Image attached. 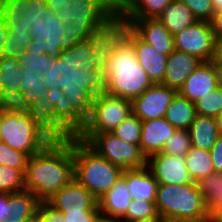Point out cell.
Returning <instances> with one entry per match:
<instances>
[{
  "mask_svg": "<svg viewBox=\"0 0 222 222\" xmlns=\"http://www.w3.org/2000/svg\"><path fill=\"white\" fill-rule=\"evenodd\" d=\"M124 142L139 144L142 134V121L133 113L123 120L113 131Z\"/></svg>",
  "mask_w": 222,
  "mask_h": 222,
  "instance_id": "cell-42",
  "label": "cell"
},
{
  "mask_svg": "<svg viewBox=\"0 0 222 222\" xmlns=\"http://www.w3.org/2000/svg\"><path fill=\"white\" fill-rule=\"evenodd\" d=\"M46 202L63 213L99 210L98 200L75 177Z\"/></svg>",
  "mask_w": 222,
  "mask_h": 222,
  "instance_id": "cell-14",
  "label": "cell"
},
{
  "mask_svg": "<svg viewBox=\"0 0 222 222\" xmlns=\"http://www.w3.org/2000/svg\"><path fill=\"white\" fill-rule=\"evenodd\" d=\"M37 212L43 222H66L63 212L53 208L46 201H40Z\"/></svg>",
  "mask_w": 222,
  "mask_h": 222,
  "instance_id": "cell-48",
  "label": "cell"
},
{
  "mask_svg": "<svg viewBox=\"0 0 222 222\" xmlns=\"http://www.w3.org/2000/svg\"><path fill=\"white\" fill-rule=\"evenodd\" d=\"M159 222H192L187 220H180V219H171V218H163L161 217Z\"/></svg>",
  "mask_w": 222,
  "mask_h": 222,
  "instance_id": "cell-61",
  "label": "cell"
},
{
  "mask_svg": "<svg viewBox=\"0 0 222 222\" xmlns=\"http://www.w3.org/2000/svg\"><path fill=\"white\" fill-rule=\"evenodd\" d=\"M132 200L126 184V170L119 180L98 200L100 214L111 219L120 220L126 213Z\"/></svg>",
  "mask_w": 222,
  "mask_h": 222,
  "instance_id": "cell-21",
  "label": "cell"
},
{
  "mask_svg": "<svg viewBox=\"0 0 222 222\" xmlns=\"http://www.w3.org/2000/svg\"><path fill=\"white\" fill-rule=\"evenodd\" d=\"M214 61H222V37L216 40Z\"/></svg>",
  "mask_w": 222,
  "mask_h": 222,
  "instance_id": "cell-55",
  "label": "cell"
},
{
  "mask_svg": "<svg viewBox=\"0 0 222 222\" xmlns=\"http://www.w3.org/2000/svg\"><path fill=\"white\" fill-rule=\"evenodd\" d=\"M210 222H222V208L210 217Z\"/></svg>",
  "mask_w": 222,
  "mask_h": 222,
  "instance_id": "cell-57",
  "label": "cell"
},
{
  "mask_svg": "<svg viewBox=\"0 0 222 222\" xmlns=\"http://www.w3.org/2000/svg\"><path fill=\"white\" fill-rule=\"evenodd\" d=\"M24 70L19 60L11 57H0V91L20 92L23 84Z\"/></svg>",
  "mask_w": 222,
  "mask_h": 222,
  "instance_id": "cell-34",
  "label": "cell"
},
{
  "mask_svg": "<svg viewBox=\"0 0 222 222\" xmlns=\"http://www.w3.org/2000/svg\"><path fill=\"white\" fill-rule=\"evenodd\" d=\"M173 0H123L117 9L125 19L156 18Z\"/></svg>",
  "mask_w": 222,
  "mask_h": 222,
  "instance_id": "cell-29",
  "label": "cell"
},
{
  "mask_svg": "<svg viewBox=\"0 0 222 222\" xmlns=\"http://www.w3.org/2000/svg\"><path fill=\"white\" fill-rule=\"evenodd\" d=\"M29 0H5L2 15L8 32L11 34H30L32 26Z\"/></svg>",
  "mask_w": 222,
  "mask_h": 222,
  "instance_id": "cell-25",
  "label": "cell"
},
{
  "mask_svg": "<svg viewBox=\"0 0 222 222\" xmlns=\"http://www.w3.org/2000/svg\"><path fill=\"white\" fill-rule=\"evenodd\" d=\"M20 92L28 103L35 102L38 98L47 95L48 89L43 83V78L37 76L35 72L24 71L23 84L20 86Z\"/></svg>",
  "mask_w": 222,
  "mask_h": 222,
  "instance_id": "cell-39",
  "label": "cell"
},
{
  "mask_svg": "<svg viewBox=\"0 0 222 222\" xmlns=\"http://www.w3.org/2000/svg\"><path fill=\"white\" fill-rule=\"evenodd\" d=\"M128 28V21L116 9L107 19L88 33L86 41L92 52L105 61L125 37Z\"/></svg>",
  "mask_w": 222,
  "mask_h": 222,
  "instance_id": "cell-12",
  "label": "cell"
},
{
  "mask_svg": "<svg viewBox=\"0 0 222 222\" xmlns=\"http://www.w3.org/2000/svg\"><path fill=\"white\" fill-rule=\"evenodd\" d=\"M220 85L217 63L215 61L203 62L188 76L178 93L195 104Z\"/></svg>",
  "mask_w": 222,
  "mask_h": 222,
  "instance_id": "cell-15",
  "label": "cell"
},
{
  "mask_svg": "<svg viewBox=\"0 0 222 222\" xmlns=\"http://www.w3.org/2000/svg\"><path fill=\"white\" fill-rule=\"evenodd\" d=\"M74 177L97 200L122 176L123 169L99 156L85 142L73 137Z\"/></svg>",
  "mask_w": 222,
  "mask_h": 222,
  "instance_id": "cell-3",
  "label": "cell"
},
{
  "mask_svg": "<svg viewBox=\"0 0 222 222\" xmlns=\"http://www.w3.org/2000/svg\"><path fill=\"white\" fill-rule=\"evenodd\" d=\"M219 136H222V114L216 118Z\"/></svg>",
  "mask_w": 222,
  "mask_h": 222,
  "instance_id": "cell-60",
  "label": "cell"
},
{
  "mask_svg": "<svg viewBox=\"0 0 222 222\" xmlns=\"http://www.w3.org/2000/svg\"><path fill=\"white\" fill-rule=\"evenodd\" d=\"M25 190V177L19 169L0 164V191L4 194Z\"/></svg>",
  "mask_w": 222,
  "mask_h": 222,
  "instance_id": "cell-41",
  "label": "cell"
},
{
  "mask_svg": "<svg viewBox=\"0 0 222 222\" xmlns=\"http://www.w3.org/2000/svg\"><path fill=\"white\" fill-rule=\"evenodd\" d=\"M29 156L19 150L12 149L5 142L0 141V164L19 169L24 175Z\"/></svg>",
  "mask_w": 222,
  "mask_h": 222,
  "instance_id": "cell-44",
  "label": "cell"
},
{
  "mask_svg": "<svg viewBox=\"0 0 222 222\" xmlns=\"http://www.w3.org/2000/svg\"><path fill=\"white\" fill-rule=\"evenodd\" d=\"M25 190L40 201L53 194L74 178L73 137L52 140L42 150L31 155L25 172Z\"/></svg>",
  "mask_w": 222,
  "mask_h": 222,
  "instance_id": "cell-1",
  "label": "cell"
},
{
  "mask_svg": "<svg viewBox=\"0 0 222 222\" xmlns=\"http://www.w3.org/2000/svg\"><path fill=\"white\" fill-rule=\"evenodd\" d=\"M213 4V11L215 13L222 12V0H211Z\"/></svg>",
  "mask_w": 222,
  "mask_h": 222,
  "instance_id": "cell-56",
  "label": "cell"
},
{
  "mask_svg": "<svg viewBox=\"0 0 222 222\" xmlns=\"http://www.w3.org/2000/svg\"><path fill=\"white\" fill-rule=\"evenodd\" d=\"M176 129L165 117L142 121V134L140 148L148 159L150 156L161 153L166 141L173 135Z\"/></svg>",
  "mask_w": 222,
  "mask_h": 222,
  "instance_id": "cell-19",
  "label": "cell"
},
{
  "mask_svg": "<svg viewBox=\"0 0 222 222\" xmlns=\"http://www.w3.org/2000/svg\"><path fill=\"white\" fill-rule=\"evenodd\" d=\"M156 18L173 36L197 21L191 10L180 0H173Z\"/></svg>",
  "mask_w": 222,
  "mask_h": 222,
  "instance_id": "cell-27",
  "label": "cell"
},
{
  "mask_svg": "<svg viewBox=\"0 0 222 222\" xmlns=\"http://www.w3.org/2000/svg\"><path fill=\"white\" fill-rule=\"evenodd\" d=\"M66 222H94L100 215V210H88L84 212L63 213Z\"/></svg>",
  "mask_w": 222,
  "mask_h": 222,
  "instance_id": "cell-49",
  "label": "cell"
},
{
  "mask_svg": "<svg viewBox=\"0 0 222 222\" xmlns=\"http://www.w3.org/2000/svg\"><path fill=\"white\" fill-rule=\"evenodd\" d=\"M99 156L104 157L123 170L143 168L147 166V158L139 144L124 142L112 132L96 134H78Z\"/></svg>",
  "mask_w": 222,
  "mask_h": 222,
  "instance_id": "cell-7",
  "label": "cell"
},
{
  "mask_svg": "<svg viewBox=\"0 0 222 222\" xmlns=\"http://www.w3.org/2000/svg\"><path fill=\"white\" fill-rule=\"evenodd\" d=\"M160 218H151V219H142V220H135L131 222H159Z\"/></svg>",
  "mask_w": 222,
  "mask_h": 222,
  "instance_id": "cell-62",
  "label": "cell"
},
{
  "mask_svg": "<svg viewBox=\"0 0 222 222\" xmlns=\"http://www.w3.org/2000/svg\"><path fill=\"white\" fill-rule=\"evenodd\" d=\"M197 188L203 195L205 209L209 217L222 208V172L214 171L199 179Z\"/></svg>",
  "mask_w": 222,
  "mask_h": 222,
  "instance_id": "cell-31",
  "label": "cell"
},
{
  "mask_svg": "<svg viewBox=\"0 0 222 222\" xmlns=\"http://www.w3.org/2000/svg\"><path fill=\"white\" fill-rule=\"evenodd\" d=\"M126 184L132 199L156 201L159 184L147 166L126 170Z\"/></svg>",
  "mask_w": 222,
  "mask_h": 222,
  "instance_id": "cell-23",
  "label": "cell"
},
{
  "mask_svg": "<svg viewBox=\"0 0 222 222\" xmlns=\"http://www.w3.org/2000/svg\"><path fill=\"white\" fill-rule=\"evenodd\" d=\"M47 5L51 8L53 12H57L60 9H64L67 5L71 3L67 0H45Z\"/></svg>",
  "mask_w": 222,
  "mask_h": 222,
  "instance_id": "cell-54",
  "label": "cell"
},
{
  "mask_svg": "<svg viewBox=\"0 0 222 222\" xmlns=\"http://www.w3.org/2000/svg\"><path fill=\"white\" fill-rule=\"evenodd\" d=\"M176 89L163 84H152L141 96L132 101V111L141 121L165 117Z\"/></svg>",
  "mask_w": 222,
  "mask_h": 222,
  "instance_id": "cell-13",
  "label": "cell"
},
{
  "mask_svg": "<svg viewBox=\"0 0 222 222\" xmlns=\"http://www.w3.org/2000/svg\"><path fill=\"white\" fill-rule=\"evenodd\" d=\"M173 39L176 51L197 56L203 62L214 61L216 41L210 22L196 21Z\"/></svg>",
  "mask_w": 222,
  "mask_h": 222,
  "instance_id": "cell-11",
  "label": "cell"
},
{
  "mask_svg": "<svg viewBox=\"0 0 222 222\" xmlns=\"http://www.w3.org/2000/svg\"><path fill=\"white\" fill-rule=\"evenodd\" d=\"M196 115L217 118L222 114V85L195 103Z\"/></svg>",
  "mask_w": 222,
  "mask_h": 222,
  "instance_id": "cell-40",
  "label": "cell"
},
{
  "mask_svg": "<svg viewBox=\"0 0 222 222\" xmlns=\"http://www.w3.org/2000/svg\"><path fill=\"white\" fill-rule=\"evenodd\" d=\"M126 20L129 28L160 54L168 57L175 50L173 35L157 18Z\"/></svg>",
  "mask_w": 222,
  "mask_h": 222,
  "instance_id": "cell-17",
  "label": "cell"
},
{
  "mask_svg": "<svg viewBox=\"0 0 222 222\" xmlns=\"http://www.w3.org/2000/svg\"><path fill=\"white\" fill-rule=\"evenodd\" d=\"M47 97L55 107L56 122L71 137L77 136L85 124L69 109L62 90L57 88L49 89Z\"/></svg>",
  "mask_w": 222,
  "mask_h": 222,
  "instance_id": "cell-26",
  "label": "cell"
},
{
  "mask_svg": "<svg viewBox=\"0 0 222 222\" xmlns=\"http://www.w3.org/2000/svg\"><path fill=\"white\" fill-rule=\"evenodd\" d=\"M147 167L158 184L185 185L193 182L186 168L184 157L157 153L147 159Z\"/></svg>",
  "mask_w": 222,
  "mask_h": 222,
  "instance_id": "cell-16",
  "label": "cell"
},
{
  "mask_svg": "<svg viewBox=\"0 0 222 222\" xmlns=\"http://www.w3.org/2000/svg\"><path fill=\"white\" fill-rule=\"evenodd\" d=\"M184 160L189 176L193 182H197L199 179L205 178L215 171L210 151L191 146Z\"/></svg>",
  "mask_w": 222,
  "mask_h": 222,
  "instance_id": "cell-33",
  "label": "cell"
},
{
  "mask_svg": "<svg viewBox=\"0 0 222 222\" xmlns=\"http://www.w3.org/2000/svg\"><path fill=\"white\" fill-rule=\"evenodd\" d=\"M39 203L40 200L28 190L9 193L11 211L2 222H24L37 212Z\"/></svg>",
  "mask_w": 222,
  "mask_h": 222,
  "instance_id": "cell-30",
  "label": "cell"
},
{
  "mask_svg": "<svg viewBox=\"0 0 222 222\" xmlns=\"http://www.w3.org/2000/svg\"><path fill=\"white\" fill-rule=\"evenodd\" d=\"M117 6L111 0H74L56 12L66 27L80 24L88 32L107 19Z\"/></svg>",
  "mask_w": 222,
  "mask_h": 222,
  "instance_id": "cell-10",
  "label": "cell"
},
{
  "mask_svg": "<svg viewBox=\"0 0 222 222\" xmlns=\"http://www.w3.org/2000/svg\"><path fill=\"white\" fill-rule=\"evenodd\" d=\"M31 119L52 139L66 140L71 136L56 122L55 107L47 95L32 103Z\"/></svg>",
  "mask_w": 222,
  "mask_h": 222,
  "instance_id": "cell-22",
  "label": "cell"
},
{
  "mask_svg": "<svg viewBox=\"0 0 222 222\" xmlns=\"http://www.w3.org/2000/svg\"><path fill=\"white\" fill-rule=\"evenodd\" d=\"M28 7L32 22L30 29L32 41L27 48L58 58L62 51L61 41L65 36L66 26L45 0H29Z\"/></svg>",
  "mask_w": 222,
  "mask_h": 222,
  "instance_id": "cell-5",
  "label": "cell"
},
{
  "mask_svg": "<svg viewBox=\"0 0 222 222\" xmlns=\"http://www.w3.org/2000/svg\"><path fill=\"white\" fill-rule=\"evenodd\" d=\"M69 109L85 124L90 117L93 98L77 85L72 88H62Z\"/></svg>",
  "mask_w": 222,
  "mask_h": 222,
  "instance_id": "cell-35",
  "label": "cell"
},
{
  "mask_svg": "<svg viewBox=\"0 0 222 222\" xmlns=\"http://www.w3.org/2000/svg\"><path fill=\"white\" fill-rule=\"evenodd\" d=\"M155 203L160 217L210 222L196 182L185 185L159 184Z\"/></svg>",
  "mask_w": 222,
  "mask_h": 222,
  "instance_id": "cell-4",
  "label": "cell"
},
{
  "mask_svg": "<svg viewBox=\"0 0 222 222\" xmlns=\"http://www.w3.org/2000/svg\"><path fill=\"white\" fill-rule=\"evenodd\" d=\"M191 148L190 133L188 130H177L166 141L162 153L185 157Z\"/></svg>",
  "mask_w": 222,
  "mask_h": 222,
  "instance_id": "cell-43",
  "label": "cell"
},
{
  "mask_svg": "<svg viewBox=\"0 0 222 222\" xmlns=\"http://www.w3.org/2000/svg\"><path fill=\"white\" fill-rule=\"evenodd\" d=\"M193 13L197 21L210 22L214 11L211 0H180Z\"/></svg>",
  "mask_w": 222,
  "mask_h": 222,
  "instance_id": "cell-46",
  "label": "cell"
},
{
  "mask_svg": "<svg viewBox=\"0 0 222 222\" xmlns=\"http://www.w3.org/2000/svg\"><path fill=\"white\" fill-rule=\"evenodd\" d=\"M203 63L197 56L174 50L167 57L163 85L176 89L184 85L188 76Z\"/></svg>",
  "mask_w": 222,
  "mask_h": 222,
  "instance_id": "cell-20",
  "label": "cell"
},
{
  "mask_svg": "<svg viewBox=\"0 0 222 222\" xmlns=\"http://www.w3.org/2000/svg\"><path fill=\"white\" fill-rule=\"evenodd\" d=\"M8 36V28L4 19V16L0 14V57L4 49L6 37Z\"/></svg>",
  "mask_w": 222,
  "mask_h": 222,
  "instance_id": "cell-53",
  "label": "cell"
},
{
  "mask_svg": "<svg viewBox=\"0 0 222 222\" xmlns=\"http://www.w3.org/2000/svg\"><path fill=\"white\" fill-rule=\"evenodd\" d=\"M4 5H5V0H0V14L3 13Z\"/></svg>",
  "mask_w": 222,
  "mask_h": 222,
  "instance_id": "cell-64",
  "label": "cell"
},
{
  "mask_svg": "<svg viewBox=\"0 0 222 222\" xmlns=\"http://www.w3.org/2000/svg\"><path fill=\"white\" fill-rule=\"evenodd\" d=\"M94 222H119V221L100 214Z\"/></svg>",
  "mask_w": 222,
  "mask_h": 222,
  "instance_id": "cell-58",
  "label": "cell"
},
{
  "mask_svg": "<svg viewBox=\"0 0 222 222\" xmlns=\"http://www.w3.org/2000/svg\"><path fill=\"white\" fill-rule=\"evenodd\" d=\"M46 89L72 88L76 85L85 90L93 99L105 91L107 79L105 77L104 65L93 73L85 69L73 70L68 64L59 58L52 62V68L41 74Z\"/></svg>",
  "mask_w": 222,
  "mask_h": 222,
  "instance_id": "cell-8",
  "label": "cell"
},
{
  "mask_svg": "<svg viewBox=\"0 0 222 222\" xmlns=\"http://www.w3.org/2000/svg\"><path fill=\"white\" fill-rule=\"evenodd\" d=\"M219 67V72H220V83L222 85V61H215Z\"/></svg>",
  "mask_w": 222,
  "mask_h": 222,
  "instance_id": "cell-63",
  "label": "cell"
},
{
  "mask_svg": "<svg viewBox=\"0 0 222 222\" xmlns=\"http://www.w3.org/2000/svg\"><path fill=\"white\" fill-rule=\"evenodd\" d=\"M58 58L67 63L70 69L78 71L85 69L91 73L102 67L104 63L103 60L92 52L86 40L73 45L68 50L61 51Z\"/></svg>",
  "mask_w": 222,
  "mask_h": 222,
  "instance_id": "cell-24",
  "label": "cell"
},
{
  "mask_svg": "<svg viewBox=\"0 0 222 222\" xmlns=\"http://www.w3.org/2000/svg\"><path fill=\"white\" fill-rule=\"evenodd\" d=\"M11 211L9 206V194H3L0 196V222L8 217V214Z\"/></svg>",
  "mask_w": 222,
  "mask_h": 222,
  "instance_id": "cell-52",
  "label": "cell"
},
{
  "mask_svg": "<svg viewBox=\"0 0 222 222\" xmlns=\"http://www.w3.org/2000/svg\"><path fill=\"white\" fill-rule=\"evenodd\" d=\"M116 6H118L123 0H111Z\"/></svg>",
  "mask_w": 222,
  "mask_h": 222,
  "instance_id": "cell-65",
  "label": "cell"
},
{
  "mask_svg": "<svg viewBox=\"0 0 222 222\" xmlns=\"http://www.w3.org/2000/svg\"><path fill=\"white\" fill-rule=\"evenodd\" d=\"M0 111L31 118L32 104L24 99L21 92L2 90L0 91Z\"/></svg>",
  "mask_w": 222,
  "mask_h": 222,
  "instance_id": "cell-36",
  "label": "cell"
},
{
  "mask_svg": "<svg viewBox=\"0 0 222 222\" xmlns=\"http://www.w3.org/2000/svg\"><path fill=\"white\" fill-rule=\"evenodd\" d=\"M191 146L210 151L219 137L217 121L214 117L196 115L189 128Z\"/></svg>",
  "mask_w": 222,
  "mask_h": 222,
  "instance_id": "cell-28",
  "label": "cell"
},
{
  "mask_svg": "<svg viewBox=\"0 0 222 222\" xmlns=\"http://www.w3.org/2000/svg\"><path fill=\"white\" fill-rule=\"evenodd\" d=\"M0 141L30 157L52 139L31 118L0 111Z\"/></svg>",
  "mask_w": 222,
  "mask_h": 222,
  "instance_id": "cell-6",
  "label": "cell"
},
{
  "mask_svg": "<svg viewBox=\"0 0 222 222\" xmlns=\"http://www.w3.org/2000/svg\"><path fill=\"white\" fill-rule=\"evenodd\" d=\"M107 94L133 101L153 83L138 63L133 45L124 37L103 63Z\"/></svg>",
  "mask_w": 222,
  "mask_h": 222,
  "instance_id": "cell-2",
  "label": "cell"
},
{
  "mask_svg": "<svg viewBox=\"0 0 222 222\" xmlns=\"http://www.w3.org/2000/svg\"><path fill=\"white\" fill-rule=\"evenodd\" d=\"M195 117V104L179 93L172 99L165 114V119L177 130H189Z\"/></svg>",
  "mask_w": 222,
  "mask_h": 222,
  "instance_id": "cell-32",
  "label": "cell"
},
{
  "mask_svg": "<svg viewBox=\"0 0 222 222\" xmlns=\"http://www.w3.org/2000/svg\"><path fill=\"white\" fill-rule=\"evenodd\" d=\"M125 38L133 45L137 61L145 70L151 82L162 84L167 56L160 54L152 46L142 41L130 28L126 31Z\"/></svg>",
  "mask_w": 222,
  "mask_h": 222,
  "instance_id": "cell-18",
  "label": "cell"
},
{
  "mask_svg": "<svg viewBox=\"0 0 222 222\" xmlns=\"http://www.w3.org/2000/svg\"><path fill=\"white\" fill-rule=\"evenodd\" d=\"M54 59L55 57L44 52L26 48L22 53L19 64L24 71L35 72L37 76H41L43 72L52 68Z\"/></svg>",
  "mask_w": 222,
  "mask_h": 222,
  "instance_id": "cell-37",
  "label": "cell"
},
{
  "mask_svg": "<svg viewBox=\"0 0 222 222\" xmlns=\"http://www.w3.org/2000/svg\"><path fill=\"white\" fill-rule=\"evenodd\" d=\"M132 113V101L103 92L93 99L90 117L79 134L112 132Z\"/></svg>",
  "mask_w": 222,
  "mask_h": 222,
  "instance_id": "cell-9",
  "label": "cell"
},
{
  "mask_svg": "<svg viewBox=\"0 0 222 222\" xmlns=\"http://www.w3.org/2000/svg\"><path fill=\"white\" fill-rule=\"evenodd\" d=\"M24 222H43L41 219V215L36 212L32 217L26 219Z\"/></svg>",
  "mask_w": 222,
  "mask_h": 222,
  "instance_id": "cell-59",
  "label": "cell"
},
{
  "mask_svg": "<svg viewBox=\"0 0 222 222\" xmlns=\"http://www.w3.org/2000/svg\"><path fill=\"white\" fill-rule=\"evenodd\" d=\"M88 33L80 24H72V26L66 27L65 36L61 41V50H68L73 45L85 41Z\"/></svg>",
  "mask_w": 222,
  "mask_h": 222,
  "instance_id": "cell-47",
  "label": "cell"
},
{
  "mask_svg": "<svg viewBox=\"0 0 222 222\" xmlns=\"http://www.w3.org/2000/svg\"><path fill=\"white\" fill-rule=\"evenodd\" d=\"M161 218L156 207L155 201H144L132 199L125 215L119 222H131L135 220Z\"/></svg>",
  "mask_w": 222,
  "mask_h": 222,
  "instance_id": "cell-38",
  "label": "cell"
},
{
  "mask_svg": "<svg viewBox=\"0 0 222 222\" xmlns=\"http://www.w3.org/2000/svg\"><path fill=\"white\" fill-rule=\"evenodd\" d=\"M212 164L215 171L222 172V136L216 139L210 149Z\"/></svg>",
  "mask_w": 222,
  "mask_h": 222,
  "instance_id": "cell-50",
  "label": "cell"
},
{
  "mask_svg": "<svg viewBox=\"0 0 222 222\" xmlns=\"http://www.w3.org/2000/svg\"><path fill=\"white\" fill-rule=\"evenodd\" d=\"M32 41L30 34H11L8 32L2 56L11 57L20 60L23 51Z\"/></svg>",
  "mask_w": 222,
  "mask_h": 222,
  "instance_id": "cell-45",
  "label": "cell"
},
{
  "mask_svg": "<svg viewBox=\"0 0 222 222\" xmlns=\"http://www.w3.org/2000/svg\"><path fill=\"white\" fill-rule=\"evenodd\" d=\"M210 24L216 41L222 37V12L213 14Z\"/></svg>",
  "mask_w": 222,
  "mask_h": 222,
  "instance_id": "cell-51",
  "label": "cell"
}]
</instances>
